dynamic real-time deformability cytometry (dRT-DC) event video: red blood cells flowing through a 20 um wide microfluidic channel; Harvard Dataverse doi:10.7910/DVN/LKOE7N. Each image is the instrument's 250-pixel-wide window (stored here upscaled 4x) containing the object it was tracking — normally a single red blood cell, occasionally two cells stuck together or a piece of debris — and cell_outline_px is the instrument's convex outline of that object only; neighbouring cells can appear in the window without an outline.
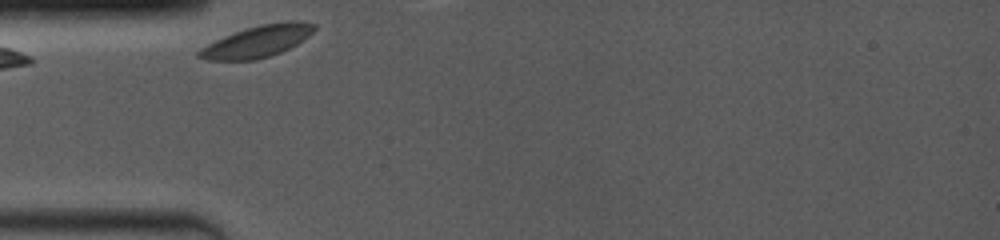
{"species": "common noctule bat (a hibernating species)", "species_latin": "Nyctalus noctula", "temperature_condition": "room temperature", "stored_images_in_passage": 3, "camera_frame_rate_fps": 4000, "um_per_image_px": 0.085, "animal": {"sex": "female", "body_mass_g": 19.0, "forearm_length_mm": 53.3}, "frame": {"image": 1, "passage_image": 1, "time_ms": 0.0, "image_size_px": [1000, 240], "cell_outline_px": [[316, 28], [308, 36], [296, 44], [280, 52], [256, 60], [208, 60], [196, 56], [196, 52], [200, 48], [224, 36], [260, 24], [284, 20], [300, 20], [316, 24]], "centroid_in_image_um": [21.89, 3.5], "position_along_channel_um": 63.1, "area_um2": 21.21}}